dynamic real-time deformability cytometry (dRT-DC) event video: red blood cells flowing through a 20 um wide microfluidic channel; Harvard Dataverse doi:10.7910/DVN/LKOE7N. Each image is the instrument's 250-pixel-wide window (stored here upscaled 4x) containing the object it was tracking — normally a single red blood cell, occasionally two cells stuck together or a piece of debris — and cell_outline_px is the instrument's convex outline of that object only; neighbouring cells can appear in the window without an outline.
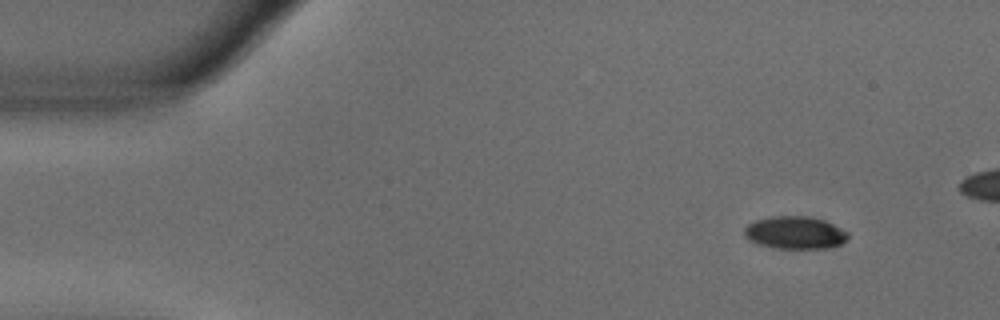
{"species": "common noctule bat (a hibernating species)", "species_latin": "Nyctalus noctula", "temperature_condition": "warm", "stored_images_in_passage": 46, "camera_frame_rate_fps": 3000, "um_per_image_px": 0.085, "animal": {"sex": "male", "body_mass_g": 18.8}, "frame": {"image": 1, "passage_image": 1, "time_ms": 0.0, "image_size_px": [1000, 320], "cell_outline_px": [[848, 236], [840, 244], [828, 248], [776, 248], [756, 244], [748, 240], [744, 236], [744, 228], [748, 224], [756, 220], [772, 216], [808, 216], [824, 220], [848, 232]], "centroid_in_image_um": [67.53, 19.77], "position_along_channel_um": 17.5, "area_um2": 19.65}}
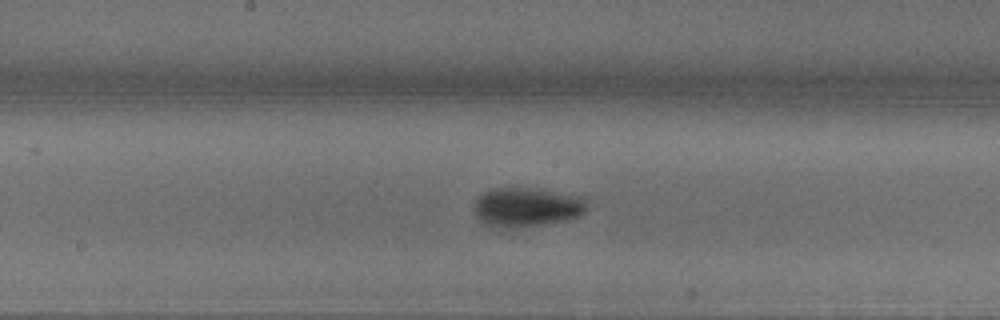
{"frame": {"image": 2, "passage_image": 24, "time_ms": 7.667, "image_size_px": [1000, 320], "cell_outline_px": [[588, 208], [584, 212], [576, 216], [564, 220], [516, 228], [488, 228], [476, 216], [472, 208], [476, 200], [484, 192], [492, 188], [540, 188], [580, 196], [584, 200]], "centroid_in_image_um": [44.7, 17.61], "position_along_channel_um": 203.5, "area_um2": 26.01}}
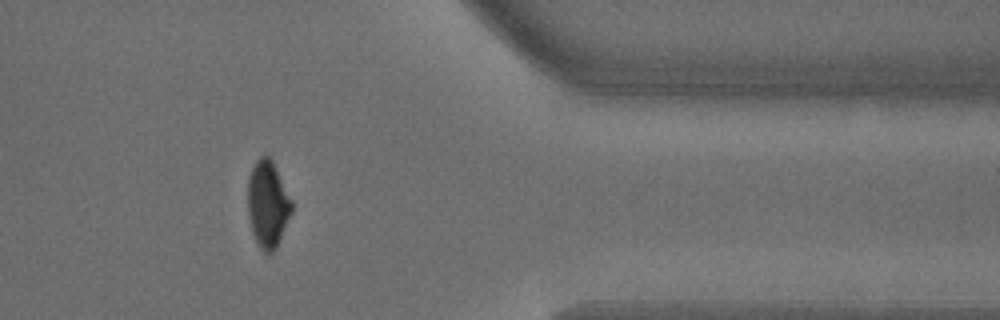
{"frame": {"image": 3, "passage_image": 41, "time_ms": 13.333, "image_size_px": [1000, 320], "cell_outline_px": [[292, 212], [276, 248], [272, 252], [264, 252], [260, 248], [252, 232], [248, 216], [248, 176], [256, 160], [260, 156], [268, 156], [272, 160], [292, 200]], "centroid_in_image_um": [22.75, 17.34], "position_along_channel_um": 388.6, "area_um2": 22.08}}